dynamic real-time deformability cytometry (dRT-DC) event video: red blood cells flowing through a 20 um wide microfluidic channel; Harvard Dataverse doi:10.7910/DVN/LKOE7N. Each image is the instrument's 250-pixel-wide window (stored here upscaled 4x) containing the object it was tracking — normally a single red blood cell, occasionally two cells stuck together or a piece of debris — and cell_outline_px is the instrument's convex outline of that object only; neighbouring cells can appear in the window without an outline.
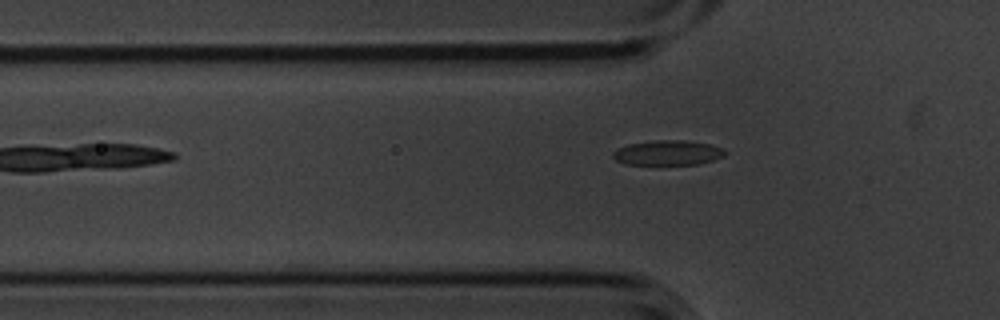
{"species": "common noctule bat (a hibernating species)", "species_latin": "Nyctalus noctula", "temperature_condition": "cold", "stored_images_in_passage": 5, "camera_frame_rate_fps": 3000, "um_per_image_px": 0.085, "animal": {"sex": "male", "body_mass_g": 20.1, "forearm_length_mm": 53.5}, "frame": {"image": 1, "passage_image": 5, "time_ms": 1.333, "image_size_px": [1000, 320], "cell_outline_px": [[728, 152], [724, 156], [700, 164], [624, 164], [616, 160], [612, 156], [612, 152], [616, 148], [628, 144], [656, 140], [684, 140], [712, 144], [724, 148]], "centroid_in_image_um": [56.78, 12.98], "position_along_channel_um": 69.0, "area_um2": 16.42}}